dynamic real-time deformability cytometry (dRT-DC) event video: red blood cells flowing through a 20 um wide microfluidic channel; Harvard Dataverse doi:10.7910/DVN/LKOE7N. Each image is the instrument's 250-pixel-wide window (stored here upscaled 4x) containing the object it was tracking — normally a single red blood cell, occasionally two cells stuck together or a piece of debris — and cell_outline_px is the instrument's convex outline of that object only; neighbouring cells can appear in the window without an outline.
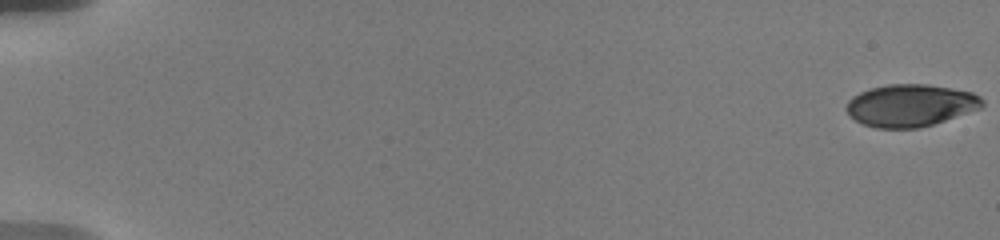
{"species": "human", "species_latin": "Homo sapiens", "temperature_condition": "warm", "stored_images_in_passage": 12, "camera_frame_rate_fps": 3000, "um_per_image_px": 0.085, "donor": {"sex": "male"}, "frame": {"image": 1, "passage_image": 1, "time_ms": 0.0, "image_size_px": [1000, 240], "cell_outline_px": [[984, 104], [980, 108], [932, 124], [916, 128], [876, 128], [864, 124], [856, 120], [844, 108], [848, 100], [852, 96], [860, 92], [872, 88], [888, 84], [928, 84], [972, 92], [980, 96], [984, 100]], "centroid_in_image_um": [77.37, 8.95], "position_along_channel_um": 7.6, "area_um2": 33.18}}
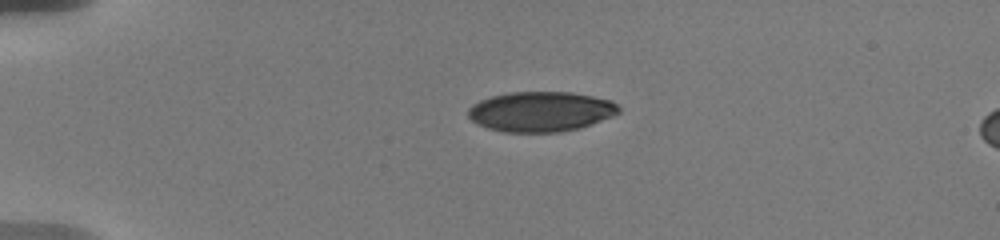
{"frame": {"image": 2, "passage_image": 9, "time_ms": 4.667, "image_size_px": [1000, 240], "cell_outline_px": [[620, 112], [612, 116], [580, 128], [560, 132], [504, 132], [488, 128], [476, 124], [468, 116], [468, 108], [472, 104], [480, 100], [492, 96], [508, 92], [572, 92], [612, 100], [620, 108]], "centroid_in_image_um": [45.95, 9.48], "position_along_channel_um": 39.0, "area_um2": 35.26}}
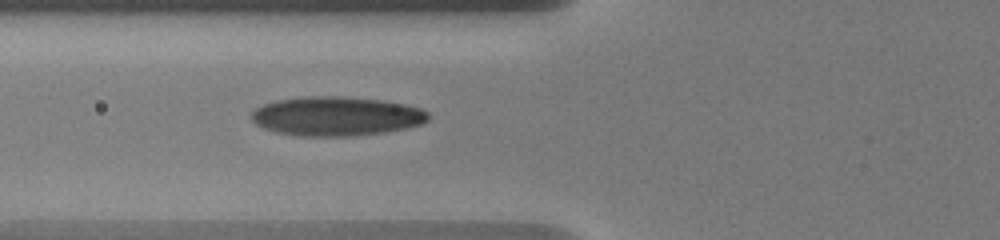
{"frame": {"image": 3, "passage_image": 12, "time_ms": 7.667, "image_size_px": [1000, 240], "cell_outline_px": [[428, 120], [420, 124], [404, 128], [384, 132], [344, 136], [296, 136], [276, 132], [264, 128], [256, 124], [248, 116], [256, 108], [264, 104], [276, 100], [304, 96], [344, 96], [380, 100], [404, 104], [420, 108], [428, 112]], "centroid_in_image_um": [28.53, 9.87], "position_along_channel_um": 97.3, "area_um2": 40.34}}